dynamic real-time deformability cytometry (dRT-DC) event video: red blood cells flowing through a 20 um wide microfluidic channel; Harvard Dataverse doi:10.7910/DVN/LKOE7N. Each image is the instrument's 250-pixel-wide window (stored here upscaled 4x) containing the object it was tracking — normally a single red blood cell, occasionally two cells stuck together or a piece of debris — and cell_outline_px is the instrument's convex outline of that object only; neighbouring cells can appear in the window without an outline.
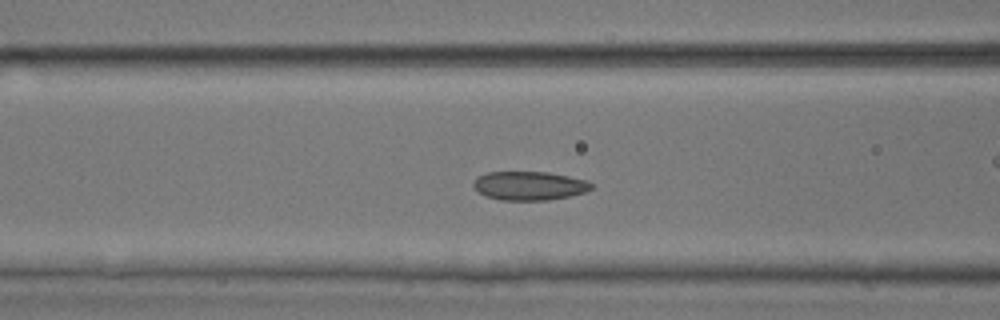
{"species": "common noctule bat (a hibernating species)", "species_latin": "Nyctalus noctula", "temperature_condition": "room temperature", "stored_images_in_passage": 52, "camera_frame_rate_fps": 3000, "um_per_image_px": 0.085, "animal": {"sex": "male", "body_mass_g": 17.9, "forearm_length_mm": 54.2}, "frame": {"image": 1, "passage_image": 19, "time_ms": 6.0, "image_size_px": [1000, 320], "cell_outline_px": [[592, 188], [584, 192], [568, 196], [548, 200], [500, 200], [484, 196], [472, 184], [476, 176], [488, 172], [548, 172], [568, 176], [584, 180], [592, 184]], "centroid_in_image_um": [44.94, 15.78], "position_along_channel_um": 121.7, "area_um2": 19.65}}
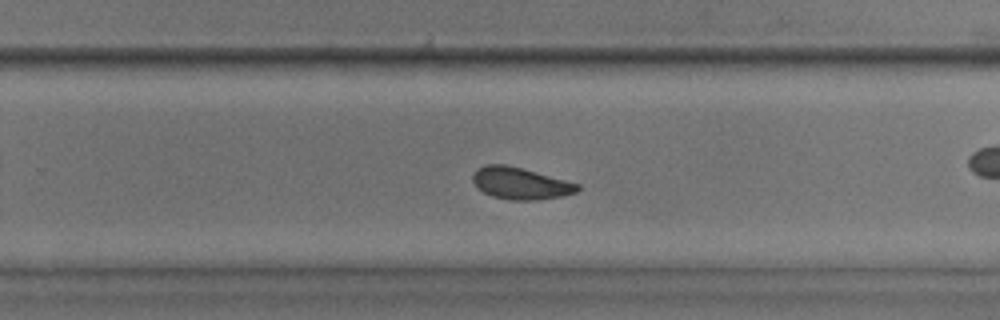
{"frame": {"image": 2, "passage_image": 32, "time_ms": 10.333, "image_size_px": [1000, 320], "cell_outline_px": [[580, 188], [576, 192], [560, 196], [540, 200], [508, 200], [492, 196], [476, 188], [472, 180], [472, 176], [476, 168], [484, 164], [504, 164], [520, 168], [580, 184]], "centroid_in_image_um": [44.18, 15.59], "position_along_channel_um": 285.6, "area_um2": 19.42}}
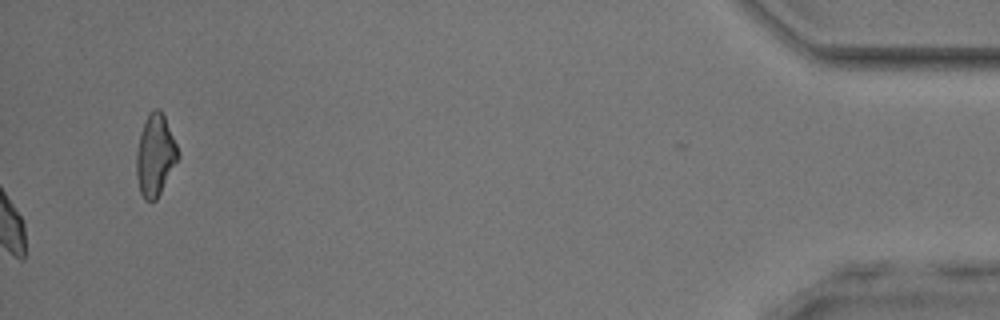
{"frame": {"image": 3, "passage_image": 52, "time_ms": 17.0, "image_size_px": [1000, 320], "cell_outline_px": [[180, 156], [156, 200], [144, 200], [140, 192], [136, 176], [136, 152], [140, 132], [148, 112], [156, 108], [160, 108], [164, 116], [180, 152]], "centroid_in_image_um": [13.18, 13.18], "position_along_channel_um": 422.0, "area_um2": 19.83}, "authors_computed_cell_mechanics": {"area_um2": 19.7965, "velocity_mm_per_s": 3.8013, "shape_relaxation_time_tau1_ms": 2.8976, "shape_relaxation_time_tau2_ms": 2.7901, "deformation_change_tau1": 0.0821, "deformation_change_tau2": 0.0653}}